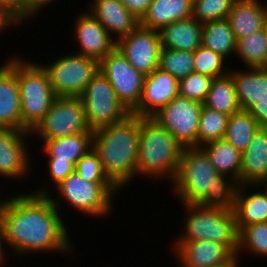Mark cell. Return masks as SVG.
Here are the masks:
<instances>
[{
    "label": "cell",
    "instance_id": "obj_1",
    "mask_svg": "<svg viewBox=\"0 0 267 267\" xmlns=\"http://www.w3.org/2000/svg\"><path fill=\"white\" fill-rule=\"evenodd\" d=\"M62 214L48 195L24 191L2 196L0 222L10 253L20 259L45 252L73 254L75 243Z\"/></svg>",
    "mask_w": 267,
    "mask_h": 267
},
{
    "label": "cell",
    "instance_id": "obj_2",
    "mask_svg": "<svg viewBox=\"0 0 267 267\" xmlns=\"http://www.w3.org/2000/svg\"><path fill=\"white\" fill-rule=\"evenodd\" d=\"M170 186L180 203L235 210L239 183L219 174L200 146L184 148L178 173Z\"/></svg>",
    "mask_w": 267,
    "mask_h": 267
},
{
    "label": "cell",
    "instance_id": "obj_3",
    "mask_svg": "<svg viewBox=\"0 0 267 267\" xmlns=\"http://www.w3.org/2000/svg\"><path fill=\"white\" fill-rule=\"evenodd\" d=\"M140 130L141 117L129 114L124 120L93 132V150L99 155L105 174L121 191L137 179Z\"/></svg>",
    "mask_w": 267,
    "mask_h": 267
},
{
    "label": "cell",
    "instance_id": "obj_4",
    "mask_svg": "<svg viewBox=\"0 0 267 267\" xmlns=\"http://www.w3.org/2000/svg\"><path fill=\"white\" fill-rule=\"evenodd\" d=\"M183 150L166 128L151 117H141L136 177L171 184L178 173Z\"/></svg>",
    "mask_w": 267,
    "mask_h": 267
},
{
    "label": "cell",
    "instance_id": "obj_5",
    "mask_svg": "<svg viewBox=\"0 0 267 267\" xmlns=\"http://www.w3.org/2000/svg\"><path fill=\"white\" fill-rule=\"evenodd\" d=\"M54 190L55 195L52 191L48 197L60 212L61 206H65L66 203L68 205L66 207L70 206L75 209L76 213L94 219L111 216L110 214L114 211L112 210L114 209L113 203L117 200L115 197L121 193L113 182H91L83 179L75 170Z\"/></svg>",
    "mask_w": 267,
    "mask_h": 267
},
{
    "label": "cell",
    "instance_id": "obj_6",
    "mask_svg": "<svg viewBox=\"0 0 267 267\" xmlns=\"http://www.w3.org/2000/svg\"><path fill=\"white\" fill-rule=\"evenodd\" d=\"M184 211L182 232L171 243L209 240L228 246L235 254L238 251V230L233 211L207 208L199 204L181 203ZM184 208V209H183Z\"/></svg>",
    "mask_w": 267,
    "mask_h": 267
},
{
    "label": "cell",
    "instance_id": "obj_7",
    "mask_svg": "<svg viewBox=\"0 0 267 267\" xmlns=\"http://www.w3.org/2000/svg\"><path fill=\"white\" fill-rule=\"evenodd\" d=\"M16 54V77L20 90L22 130L31 132L45 117L56 95L46 70L38 62Z\"/></svg>",
    "mask_w": 267,
    "mask_h": 267
},
{
    "label": "cell",
    "instance_id": "obj_8",
    "mask_svg": "<svg viewBox=\"0 0 267 267\" xmlns=\"http://www.w3.org/2000/svg\"><path fill=\"white\" fill-rule=\"evenodd\" d=\"M54 57L50 64L39 62L46 70L57 97H79L100 71L99 62L73 51ZM43 63V64H42Z\"/></svg>",
    "mask_w": 267,
    "mask_h": 267
},
{
    "label": "cell",
    "instance_id": "obj_9",
    "mask_svg": "<svg viewBox=\"0 0 267 267\" xmlns=\"http://www.w3.org/2000/svg\"><path fill=\"white\" fill-rule=\"evenodd\" d=\"M79 97L92 131L118 123L131 114L119 101L109 80L100 71Z\"/></svg>",
    "mask_w": 267,
    "mask_h": 267
},
{
    "label": "cell",
    "instance_id": "obj_10",
    "mask_svg": "<svg viewBox=\"0 0 267 267\" xmlns=\"http://www.w3.org/2000/svg\"><path fill=\"white\" fill-rule=\"evenodd\" d=\"M90 130L80 97H56L49 111L40 123L31 131V137L39 140H51ZM34 135V136H33Z\"/></svg>",
    "mask_w": 267,
    "mask_h": 267
},
{
    "label": "cell",
    "instance_id": "obj_11",
    "mask_svg": "<svg viewBox=\"0 0 267 267\" xmlns=\"http://www.w3.org/2000/svg\"><path fill=\"white\" fill-rule=\"evenodd\" d=\"M203 104L177 96L151 118L166 128L185 148L197 146V133Z\"/></svg>",
    "mask_w": 267,
    "mask_h": 267
},
{
    "label": "cell",
    "instance_id": "obj_12",
    "mask_svg": "<svg viewBox=\"0 0 267 267\" xmlns=\"http://www.w3.org/2000/svg\"><path fill=\"white\" fill-rule=\"evenodd\" d=\"M99 70L131 113L140 102L145 75L132 67L117 48L99 62Z\"/></svg>",
    "mask_w": 267,
    "mask_h": 267
},
{
    "label": "cell",
    "instance_id": "obj_13",
    "mask_svg": "<svg viewBox=\"0 0 267 267\" xmlns=\"http://www.w3.org/2000/svg\"><path fill=\"white\" fill-rule=\"evenodd\" d=\"M31 138V139H30ZM29 139V140H28ZM31 132L15 128H0V176L1 178L28 180L31 175L33 154ZM30 146V147H28ZM30 151V152H29ZM32 157V158H31ZM32 167V168H31ZM31 171V172H30ZM24 179V180H23Z\"/></svg>",
    "mask_w": 267,
    "mask_h": 267
},
{
    "label": "cell",
    "instance_id": "obj_14",
    "mask_svg": "<svg viewBox=\"0 0 267 267\" xmlns=\"http://www.w3.org/2000/svg\"><path fill=\"white\" fill-rule=\"evenodd\" d=\"M170 246L178 267H240L236 254L218 242L198 240L171 243Z\"/></svg>",
    "mask_w": 267,
    "mask_h": 267
},
{
    "label": "cell",
    "instance_id": "obj_15",
    "mask_svg": "<svg viewBox=\"0 0 267 267\" xmlns=\"http://www.w3.org/2000/svg\"><path fill=\"white\" fill-rule=\"evenodd\" d=\"M116 48L132 67L145 76L158 68L162 50L158 30L142 27L139 24L127 36L116 42Z\"/></svg>",
    "mask_w": 267,
    "mask_h": 267
},
{
    "label": "cell",
    "instance_id": "obj_16",
    "mask_svg": "<svg viewBox=\"0 0 267 267\" xmlns=\"http://www.w3.org/2000/svg\"><path fill=\"white\" fill-rule=\"evenodd\" d=\"M73 22L75 31L71 40L77 44L75 53L100 62L116 48V41L87 9L78 13Z\"/></svg>",
    "mask_w": 267,
    "mask_h": 267
},
{
    "label": "cell",
    "instance_id": "obj_17",
    "mask_svg": "<svg viewBox=\"0 0 267 267\" xmlns=\"http://www.w3.org/2000/svg\"><path fill=\"white\" fill-rule=\"evenodd\" d=\"M179 95V81L159 68L145 76L142 96L131 114L152 117Z\"/></svg>",
    "mask_w": 267,
    "mask_h": 267
},
{
    "label": "cell",
    "instance_id": "obj_18",
    "mask_svg": "<svg viewBox=\"0 0 267 267\" xmlns=\"http://www.w3.org/2000/svg\"><path fill=\"white\" fill-rule=\"evenodd\" d=\"M7 58L3 64H0V128L22 130L20 90L16 77V54H10Z\"/></svg>",
    "mask_w": 267,
    "mask_h": 267
},
{
    "label": "cell",
    "instance_id": "obj_19",
    "mask_svg": "<svg viewBox=\"0 0 267 267\" xmlns=\"http://www.w3.org/2000/svg\"><path fill=\"white\" fill-rule=\"evenodd\" d=\"M89 2L86 4L87 10L105 27L116 42L140 24V20L120 0H90Z\"/></svg>",
    "mask_w": 267,
    "mask_h": 267
},
{
    "label": "cell",
    "instance_id": "obj_20",
    "mask_svg": "<svg viewBox=\"0 0 267 267\" xmlns=\"http://www.w3.org/2000/svg\"><path fill=\"white\" fill-rule=\"evenodd\" d=\"M234 214L238 233L251 224L267 222L266 195L256 184L239 185Z\"/></svg>",
    "mask_w": 267,
    "mask_h": 267
},
{
    "label": "cell",
    "instance_id": "obj_21",
    "mask_svg": "<svg viewBox=\"0 0 267 267\" xmlns=\"http://www.w3.org/2000/svg\"><path fill=\"white\" fill-rule=\"evenodd\" d=\"M243 68L231 67L229 74L234 80L241 109L248 111L258 100L267 99V68Z\"/></svg>",
    "mask_w": 267,
    "mask_h": 267
},
{
    "label": "cell",
    "instance_id": "obj_22",
    "mask_svg": "<svg viewBox=\"0 0 267 267\" xmlns=\"http://www.w3.org/2000/svg\"><path fill=\"white\" fill-rule=\"evenodd\" d=\"M267 180V129L260 127L242 152L240 185Z\"/></svg>",
    "mask_w": 267,
    "mask_h": 267
},
{
    "label": "cell",
    "instance_id": "obj_23",
    "mask_svg": "<svg viewBox=\"0 0 267 267\" xmlns=\"http://www.w3.org/2000/svg\"><path fill=\"white\" fill-rule=\"evenodd\" d=\"M43 155L47 160L71 162L76 166L82 156L93 149V132H83L51 140H41Z\"/></svg>",
    "mask_w": 267,
    "mask_h": 267
},
{
    "label": "cell",
    "instance_id": "obj_24",
    "mask_svg": "<svg viewBox=\"0 0 267 267\" xmlns=\"http://www.w3.org/2000/svg\"><path fill=\"white\" fill-rule=\"evenodd\" d=\"M266 17L261 0H236L227 19L238 41L265 28Z\"/></svg>",
    "mask_w": 267,
    "mask_h": 267
},
{
    "label": "cell",
    "instance_id": "obj_25",
    "mask_svg": "<svg viewBox=\"0 0 267 267\" xmlns=\"http://www.w3.org/2000/svg\"><path fill=\"white\" fill-rule=\"evenodd\" d=\"M202 29L193 16L166 25L159 30L162 48L194 52L201 46Z\"/></svg>",
    "mask_w": 267,
    "mask_h": 267
},
{
    "label": "cell",
    "instance_id": "obj_26",
    "mask_svg": "<svg viewBox=\"0 0 267 267\" xmlns=\"http://www.w3.org/2000/svg\"><path fill=\"white\" fill-rule=\"evenodd\" d=\"M192 6L193 0H153L140 25L159 31L166 25L192 16Z\"/></svg>",
    "mask_w": 267,
    "mask_h": 267
},
{
    "label": "cell",
    "instance_id": "obj_27",
    "mask_svg": "<svg viewBox=\"0 0 267 267\" xmlns=\"http://www.w3.org/2000/svg\"><path fill=\"white\" fill-rule=\"evenodd\" d=\"M219 174L236 180L240 185L242 152L223 139L212 140L200 146Z\"/></svg>",
    "mask_w": 267,
    "mask_h": 267
},
{
    "label": "cell",
    "instance_id": "obj_28",
    "mask_svg": "<svg viewBox=\"0 0 267 267\" xmlns=\"http://www.w3.org/2000/svg\"><path fill=\"white\" fill-rule=\"evenodd\" d=\"M236 44L237 41L228 19L203 23L201 38V45L203 47L213 50L230 61L233 55H235Z\"/></svg>",
    "mask_w": 267,
    "mask_h": 267
},
{
    "label": "cell",
    "instance_id": "obj_29",
    "mask_svg": "<svg viewBox=\"0 0 267 267\" xmlns=\"http://www.w3.org/2000/svg\"><path fill=\"white\" fill-rule=\"evenodd\" d=\"M203 105L229 116L242 110L236 94L234 80L229 73L213 79Z\"/></svg>",
    "mask_w": 267,
    "mask_h": 267
},
{
    "label": "cell",
    "instance_id": "obj_30",
    "mask_svg": "<svg viewBox=\"0 0 267 267\" xmlns=\"http://www.w3.org/2000/svg\"><path fill=\"white\" fill-rule=\"evenodd\" d=\"M235 55L245 68H267V28L239 39Z\"/></svg>",
    "mask_w": 267,
    "mask_h": 267
},
{
    "label": "cell",
    "instance_id": "obj_31",
    "mask_svg": "<svg viewBox=\"0 0 267 267\" xmlns=\"http://www.w3.org/2000/svg\"><path fill=\"white\" fill-rule=\"evenodd\" d=\"M259 128V123L248 111L240 110L229 116L224 139L243 152Z\"/></svg>",
    "mask_w": 267,
    "mask_h": 267
},
{
    "label": "cell",
    "instance_id": "obj_32",
    "mask_svg": "<svg viewBox=\"0 0 267 267\" xmlns=\"http://www.w3.org/2000/svg\"><path fill=\"white\" fill-rule=\"evenodd\" d=\"M245 253L251 254L252 257L260 256V258H266L267 261V222L251 224L239 232L238 251L236 254L239 266L243 262L241 261L244 259L243 256H246Z\"/></svg>",
    "mask_w": 267,
    "mask_h": 267
},
{
    "label": "cell",
    "instance_id": "obj_33",
    "mask_svg": "<svg viewBox=\"0 0 267 267\" xmlns=\"http://www.w3.org/2000/svg\"><path fill=\"white\" fill-rule=\"evenodd\" d=\"M229 115L202 106L197 133V146L212 140L223 139L226 133Z\"/></svg>",
    "mask_w": 267,
    "mask_h": 267
},
{
    "label": "cell",
    "instance_id": "obj_34",
    "mask_svg": "<svg viewBox=\"0 0 267 267\" xmlns=\"http://www.w3.org/2000/svg\"><path fill=\"white\" fill-rule=\"evenodd\" d=\"M194 55L192 51L162 48L158 68L168 72L178 81L193 72Z\"/></svg>",
    "mask_w": 267,
    "mask_h": 267
},
{
    "label": "cell",
    "instance_id": "obj_35",
    "mask_svg": "<svg viewBox=\"0 0 267 267\" xmlns=\"http://www.w3.org/2000/svg\"><path fill=\"white\" fill-rule=\"evenodd\" d=\"M193 72L207 75L211 78H217L229 73L231 65L220 54L202 45L194 52Z\"/></svg>",
    "mask_w": 267,
    "mask_h": 267
},
{
    "label": "cell",
    "instance_id": "obj_36",
    "mask_svg": "<svg viewBox=\"0 0 267 267\" xmlns=\"http://www.w3.org/2000/svg\"><path fill=\"white\" fill-rule=\"evenodd\" d=\"M236 0H193L192 16L201 23L227 19Z\"/></svg>",
    "mask_w": 267,
    "mask_h": 267
},
{
    "label": "cell",
    "instance_id": "obj_37",
    "mask_svg": "<svg viewBox=\"0 0 267 267\" xmlns=\"http://www.w3.org/2000/svg\"><path fill=\"white\" fill-rule=\"evenodd\" d=\"M211 78L196 72L190 73L187 77L179 80V96L204 103L210 90Z\"/></svg>",
    "mask_w": 267,
    "mask_h": 267
},
{
    "label": "cell",
    "instance_id": "obj_38",
    "mask_svg": "<svg viewBox=\"0 0 267 267\" xmlns=\"http://www.w3.org/2000/svg\"><path fill=\"white\" fill-rule=\"evenodd\" d=\"M75 171L91 182H112L103 170L99 155L93 149L77 161Z\"/></svg>",
    "mask_w": 267,
    "mask_h": 267
},
{
    "label": "cell",
    "instance_id": "obj_39",
    "mask_svg": "<svg viewBox=\"0 0 267 267\" xmlns=\"http://www.w3.org/2000/svg\"><path fill=\"white\" fill-rule=\"evenodd\" d=\"M47 175L50 177L47 184L43 183L44 185H37L38 188L34 189L32 192L35 195H49L57 185H59L65 178L75 170V166L71 162H62L57 160H47ZM52 182V183H51ZM54 186V187H53ZM49 187H52L49 189Z\"/></svg>",
    "mask_w": 267,
    "mask_h": 267
},
{
    "label": "cell",
    "instance_id": "obj_40",
    "mask_svg": "<svg viewBox=\"0 0 267 267\" xmlns=\"http://www.w3.org/2000/svg\"><path fill=\"white\" fill-rule=\"evenodd\" d=\"M0 6L6 8L22 24L28 23V0H0Z\"/></svg>",
    "mask_w": 267,
    "mask_h": 267
},
{
    "label": "cell",
    "instance_id": "obj_41",
    "mask_svg": "<svg viewBox=\"0 0 267 267\" xmlns=\"http://www.w3.org/2000/svg\"><path fill=\"white\" fill-rule=\"evenodd\" d=\"M124 6L139 20L147 13L153 0H120Z\"/></svg>",
    "mask_w": 267,
    "mask_h": 267
},
{
    "label": "cell",
    "instance_id": "obj_42",
    "mask_svg": "<svg viewBox=\"0 0 267 267\" xmlns=\"http://www.w3.org/2000/svg\"><path fill=\"white\" fill-rule=\"evenodd\" d=\"M22 23L12 15L6 8L0 6V34H5L8 30H12L21 26Z\"/></svg>",
    "mask_w": 267,
    "mask_h": 267
},
{
    "label": "cell",
    "instance_id": "obj_43",
    "mask_svg": "<svg viewBox=\"0 0 267 267\" xmlns=\"http://www.w3.org/2000/svg\"><path fill=\"white\" fill-rule=\"evenodd\" d=\"M248 112L257 120L260 127L267 129V99L258 100Z\"/></svg>",
    "mask_w": 267,
    "mask_h": 267
},
{
    "label": "cell",
    "instance_id": "obj_44",
    "mask_svg": "<svg viewBox=\"0 0 267 267\" xmlns=\"http://www.w3.org/2000/svg\"><path fill=\"white\" fill-rule=\"evenodd\" d=\"M56 1V2H55ZM58 0H28V22L32 21L33 17L37 16L47 10V7L53 3H57ZM61 1V0H60ZM44 9V10H43Z\"/></svg>",
    "mask_w": 267,
    "mask_h": 267
},
{
    "label": "cell",
    "instance_id": "obj_45",
    "mask_svg": "<svg viewBox=\"0 0 267 267\" xmlns=\"http://www.w3.org/2000/svg\"><path fill=\"white\" fill-rule=\"evenodd\" d=\"M5 245V246H4ZM6 249H8L7 244H6V239H5V234H4V229L3 226L0 222V267H6L5 262L10 258L9 256H11L12 254H9V250L6 251ZM9 255V256H8ZM7 256V257H6ZM6 260V261H5ZM5 264V265H3Z\"/></svg>",
    "mask_w": 267,
    "mask_h": 267
},
{
    "label": "cell",
    "instance_id": "obj_46",
    "mask_svg": "<svg viewBox=\"0 0 267 267\" xmlns=\"http://www.w3.org/2000/svg\"><path fill=\"white\" fill-rule=\"evenodd\" d=\"M256 185L258 186V188H260L263 191V193L267 197V180H262V181L258 182ZM261 187H264V188H261Z\"/></svg>",
    "mask_w": 267,
    "mask_h": 267
},
{
    "label": "cell",
    "instance_id": "obj_47",
    "mask_svg": "<svg viewBox=\"0 0 267 267\" xmlns=\"http://www.w3.org/2000/svg\"><path fill=\"white\" fill-rule=\"evenodd\" d=\"M265 1H267V0H265ZM263 5H264V9H265V11L267 13V2H263Z\"/></svg>",
    "mask_w": 267,
    "mask_h": 267
}]
</instances>
